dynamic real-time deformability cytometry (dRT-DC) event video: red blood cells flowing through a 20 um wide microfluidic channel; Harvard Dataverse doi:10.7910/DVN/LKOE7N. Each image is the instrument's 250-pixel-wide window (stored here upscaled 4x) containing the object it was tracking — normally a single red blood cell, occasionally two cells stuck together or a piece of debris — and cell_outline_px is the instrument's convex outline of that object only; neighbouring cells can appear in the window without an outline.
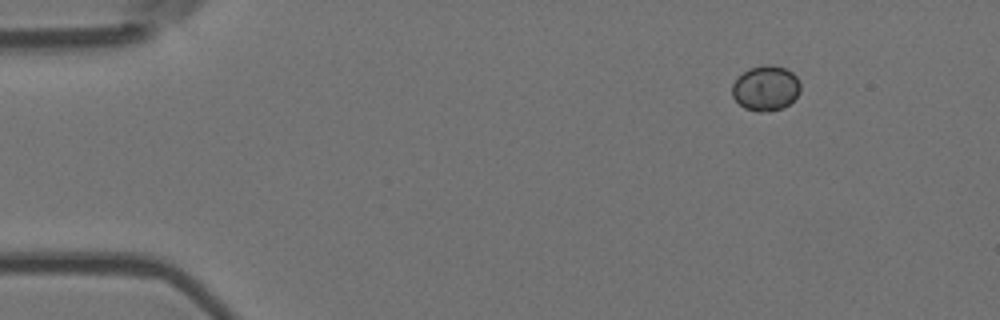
{"species": "Egyptian fruit bat (a non-hibernating species)", "species_latin": "Rousettus aegyptiacus", "temperature_condition": "room temperature", "stored_images_in_passage": 50, "camera_frame_rate_fps": 3000, "um_per_image_px": 0.085, "animal": {"sex": "female"}, "frame": {"image": 1, "passage_image": 1, "time_ms": 0.0, "image_size_px": [1000, 320], "cell_outline_px": [[800, 92], [788, 104], [780, 108], [768, 112], [756, 112], [744, 108], [732, 96], [732, 84], [748, 68], [764, 64], [772, 64], [784, 68], [792, 72], [796, 76], [800, 84]], "centroid_in_image_um": [65.08, 7.49], "position_along_channel_um": 19.9, "area_um2": 17.92}}
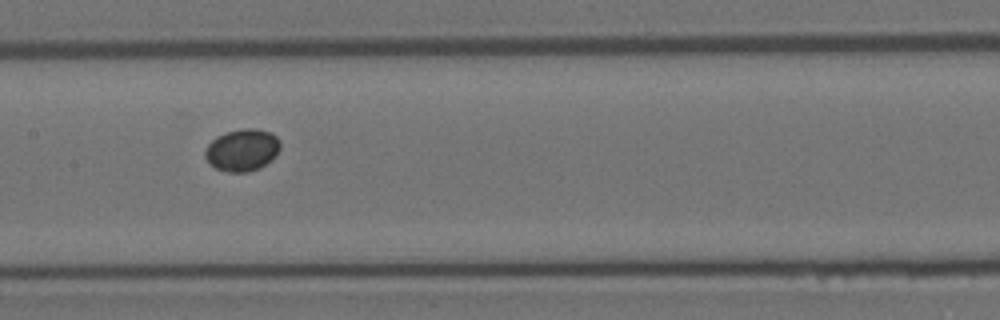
{"frame": {"image": 2, "passage_image": 22, "time_ms": 7.0, "image_size_px": [1000, 320], "cell_outline_px": [[280, 148], [260, 168], [248, 172], [228, 172], [216, 168], [204, 156], [204, 152], [208, 144], [216, 136], [228, 132], [244, 128], [256, 128], [268, 132], [276, 136], [280, 140]], "centroid_in_image_um": [20.56, 12.74], "position_along_channel_um": 186.8, "area_um2": 18.09}}
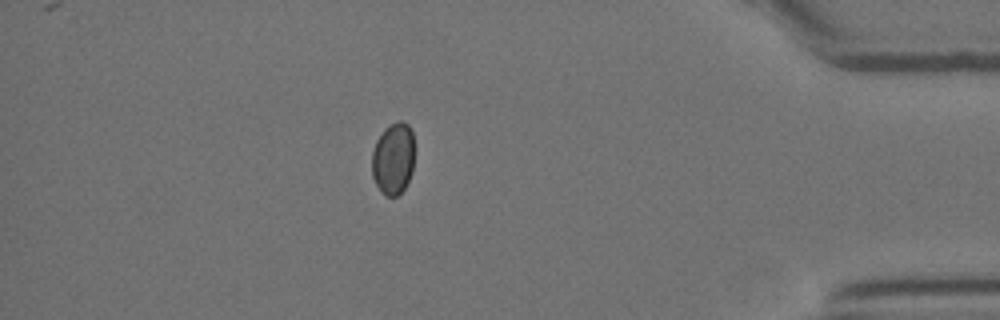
{"frame": {"image": 3, "passage_image": 43, "time_ms": 14.0, "image_size_px": [1000, 320], "cell_outline_px": [[412, 172], [404, 188], [396, 196], [384, 196], [380, 192], [372, 176], [372, 152], [376, 140], [384, 128], [396, 120], [400, 120], [408, 124], [412, 132]], "centroid_in_image_um": [33.39, 13.47], "position_along_channel_um": 401.8, "area_um2": 17.8}}